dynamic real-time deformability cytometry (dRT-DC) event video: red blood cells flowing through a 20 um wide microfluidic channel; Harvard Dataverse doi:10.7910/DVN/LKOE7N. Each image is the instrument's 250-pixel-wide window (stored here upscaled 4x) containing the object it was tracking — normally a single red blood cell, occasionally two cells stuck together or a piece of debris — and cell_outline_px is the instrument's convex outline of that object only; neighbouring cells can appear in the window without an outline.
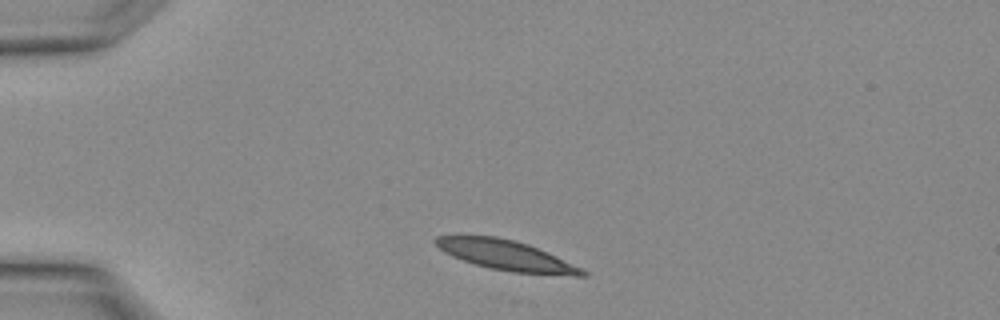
{"species": "Egyptian fruit bat (a non-hibernating species)", "species_latin": "Rousettus aegyptiacus", "temperature_condition": "warm", "stored_images_in_passage": 1, "camera_frame_rate_fps": 3000, "um_per_image_px": 0.085, "animal": {"sex": "female"}, "frame": {"image": 1, "passage_image": 1, "time_ms": 0.0, "image_size_px": [1000, 320], "cell_outline_px": [[588, 276], [576, 276], [512, 272], [492, 268], [476, 264], [452, 256], [444, 252], [432, 240], [436, 236], [496, 236], [528, 244], [548, 252], [584, 268], [588, 272]], "centroid_in_image_um": [43.1, 21.71], "position_along_channel_um": 41.9, "area_um2": 25.55}}